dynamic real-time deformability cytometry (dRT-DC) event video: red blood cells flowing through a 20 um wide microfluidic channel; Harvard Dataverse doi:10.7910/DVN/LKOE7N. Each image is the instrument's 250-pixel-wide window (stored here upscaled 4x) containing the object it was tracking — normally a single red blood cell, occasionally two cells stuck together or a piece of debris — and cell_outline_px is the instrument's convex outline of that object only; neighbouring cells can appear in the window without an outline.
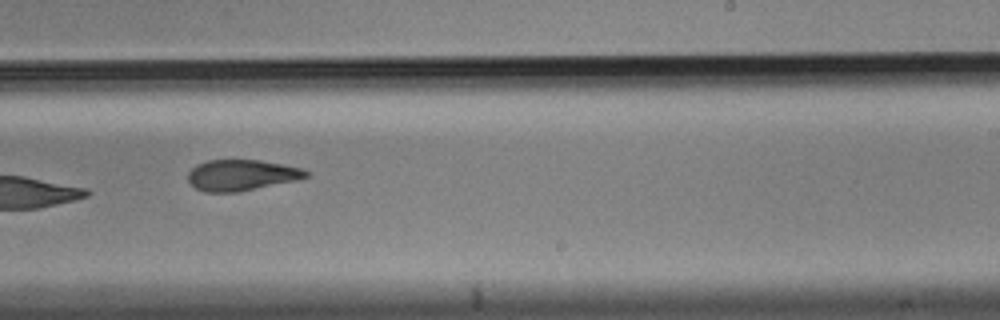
{"species": "Egyptian fruit bat (a non-hibernating species)", "species_latin": "Rousettus aegyptiacus", "temperature_condition": "cold", "stored_images_in_passage": 9, "camera_frame_rate_fps": 3000, "um_per_image_px": 0.085, "animal": {"sex": "male"}, "frame": {"image": 1, "passage_image": 9, "time_ms": 2.667, "image_size_px": [1000, 320], "cell_outline_px": [[308, 176], [296, 180], [236, 192], [204, 192], [196, 188], [188, 180], [188, 172], [196, 164], [208, 160], [260, 160], [304, 168], [308, 172]], "centroid_in_image_um": [20.51, 14.88], "position_along_channel_um": 268.5, "area_um2": 21.15}}